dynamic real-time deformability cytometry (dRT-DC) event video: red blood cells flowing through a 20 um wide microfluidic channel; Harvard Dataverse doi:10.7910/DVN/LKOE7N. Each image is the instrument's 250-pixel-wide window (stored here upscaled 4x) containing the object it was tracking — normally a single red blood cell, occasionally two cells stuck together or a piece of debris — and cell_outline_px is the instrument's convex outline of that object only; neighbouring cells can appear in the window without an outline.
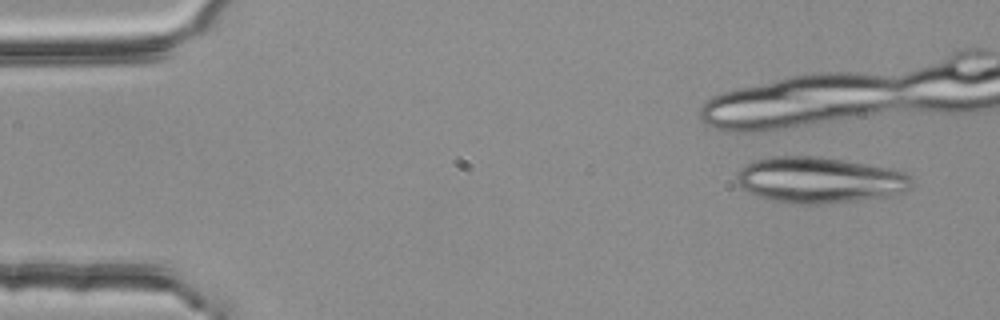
{"species": "common noctule bat (a hibernating species)", "species_latin": "Nyctalus noctula", "temperature_condition": "room temperature", "stored_images_in_passage": 4, "camera_frame_rate_fps": 3000, "um_per_image_px": 0.085, "animal": {"sex": "female", "body_mass_g": 25.1}, "frame": {"image": 1, "passage_image": 1, "time_ms": 0.0, "image_size_px": [1000, 320], "cell_outline_px": [[912, 188], [904, 192], [888, 196], [860, 200], [820, 204], [796, 204], [772, 200], [756, 196], [740, 188], [736, 180], [736, 172], [740, 168], [756, 160], [776, 156], [820, 156], [844, 160], [888, 168], [904, 172], [912, 176]], "centroid_in_image_um": [69.65, 15.31], "position_along_channel_um": 15.3, "area_um2": 47.11}}